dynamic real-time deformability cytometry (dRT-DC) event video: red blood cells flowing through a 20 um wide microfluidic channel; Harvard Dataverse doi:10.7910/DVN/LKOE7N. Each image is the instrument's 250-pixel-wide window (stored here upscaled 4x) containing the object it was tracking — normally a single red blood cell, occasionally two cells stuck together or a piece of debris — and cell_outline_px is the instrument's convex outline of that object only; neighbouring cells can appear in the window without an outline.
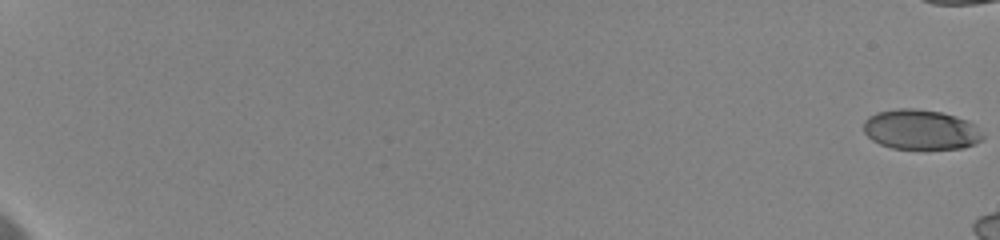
{"species": "human", "species_latin": "Homo sapiens", "temperature_condition": "cold", "stored_images_in_passage": 50, "camera_frame_rate_fps": 3000, "um_per_image_px": 0.085, "donor": {"sex": "female"}, "frame": {"image": 1, "passage_image": 1, "time_ms": 0.0, "image_size_px": [1000, 240], "cell_outline_px": [[984, 140], [976, 144], [964, 148], [892, 148], [880, 144], [872, 140], [864, 132], [864, 120], [868, 116], [876, 112], [896, 108], [912, 108], [940, 112], [956, 116], [968, 120], [984, 136]], "centroid_in_image_um": [78.25, 11.01], "position_along_channel_um": 6.7, "area_um2": 27.74}}
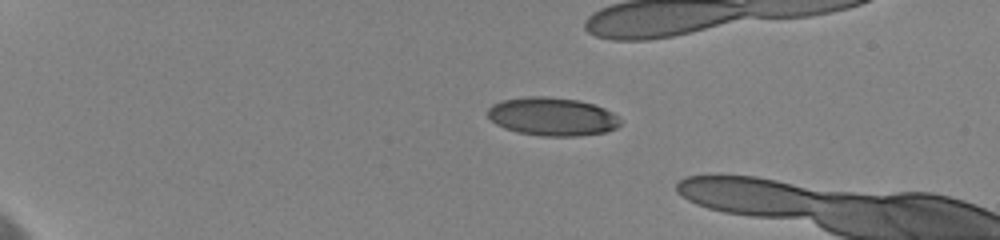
{"frame": {"image": 2, "passage_image": 36, "time_ms": 5.333, "image_size_px": [1000, 240], "cell_outline_px": [[620, 124], [616, 128], [608, 132], [576, 136], [544, 136], [516, 132], [504, 128], [496, 124], [488, 116], [488, 108], [492, 104], [500, 100], [528, 96], [548, 96], [580, 100], [604, 108], [612, 112], [620, 120]], "centroid_in_image_um": [46.93, 9.9], "position_along_channel_um": 38.1, "area_um2": 29.77}}